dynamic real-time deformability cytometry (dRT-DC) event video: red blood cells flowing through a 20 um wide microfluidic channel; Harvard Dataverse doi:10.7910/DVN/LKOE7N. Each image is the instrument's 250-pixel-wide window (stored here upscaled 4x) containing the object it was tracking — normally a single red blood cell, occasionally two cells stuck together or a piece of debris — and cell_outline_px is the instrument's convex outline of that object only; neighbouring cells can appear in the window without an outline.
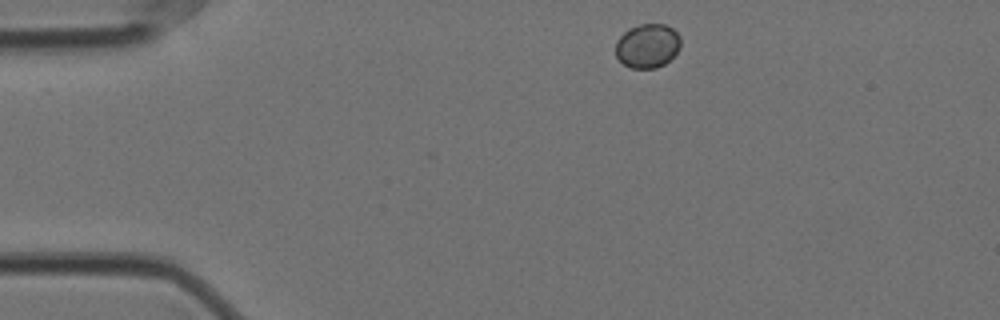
{"species": "Egyptian fruit bat (a non-hibernating species)", "species_latin": "Rousettus aegyptiacus", "temperature_condition": "cold", "stored_images_in_passage": 46, "camera_frame_rate_fps": 3000, "um_per_image_px": 0.085, "animal": {"sex": "female"}, "frame": {"image": 1, "passage_image": 1, "time_ms": 0.0, "image_size_px": [1000, 320], "cell_outline_px": [[680, 48], [664, 64], [656, 68], [632, 68], [624, 64], [616, 56], [616, 40], [628, 28], [640, 24], [664, 24], [672, 28], [680, 36]], "centroid_in_image_um": [55.02, 3.88], "position_along_channel_um": 30.0, "area_um2": 16.65}}
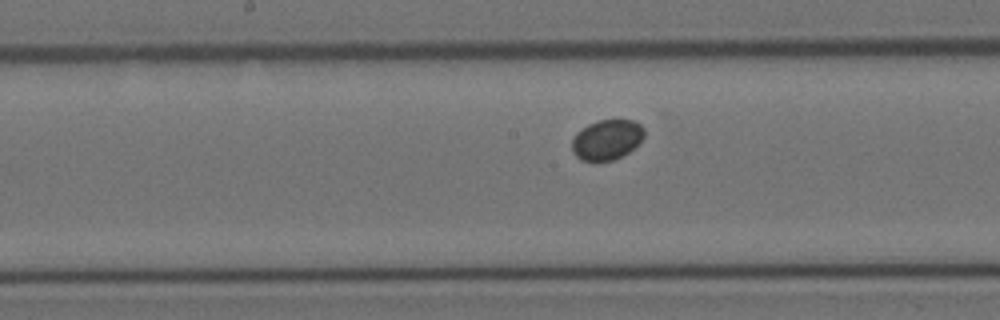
{"frame": {"image": 2, "passage_image": 20, "time_ms": 6.333, "image_size_px": [1000, 320], "cell_outline_px": [[644, 136], [628, 152], [612, 160], [592, 164], [580, 160], [572, 152], [572, 140], [576, 132], [588, 124], [596, 120], [636, 120], [644, 128]], "centroid_in_image_um": [51.53, 11.9], "position_along_channel_um": 196.7, "area_um2": 17.22}}
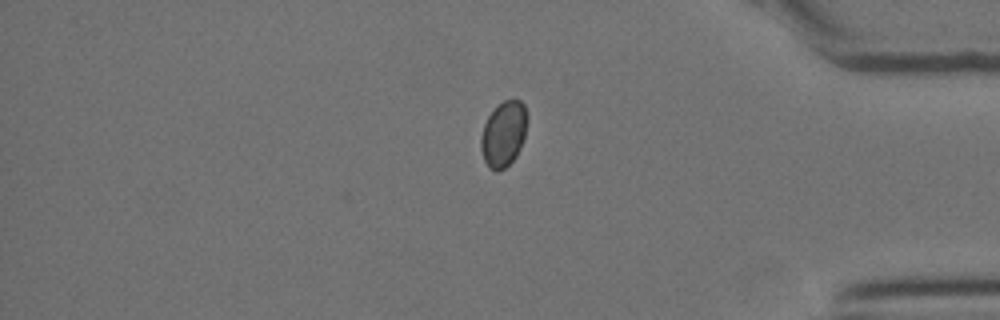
{"frame": {"image": 3, "passage_image": 39, "time_ms": 12.667, "image_size_px": [1000, 320], "cell_outline_px": [[528, 116], [524, 136], [520, 148], [516, 156], [504, 168], [496, 172], [488, 168], [484, 160], [480, 148], [480, 140], [484, 124], [488, 116], [504, 100], [520, 100], [524, 104]], "centroid_in_image_um": [42.8, 11.4], "position_along_channel_um": 392.4, "area_um2": 17.57}}